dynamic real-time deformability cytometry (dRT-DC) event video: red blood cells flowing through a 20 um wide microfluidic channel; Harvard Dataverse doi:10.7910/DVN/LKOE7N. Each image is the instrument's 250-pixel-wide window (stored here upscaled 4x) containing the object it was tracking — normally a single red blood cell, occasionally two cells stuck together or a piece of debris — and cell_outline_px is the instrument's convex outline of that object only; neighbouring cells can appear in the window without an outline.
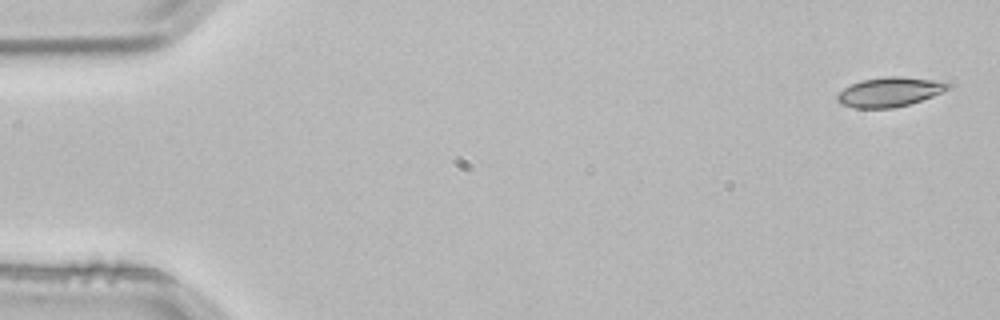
{"species": "common noctule bat (a hibernating species)", "species_latin": "Nyctalus noctula", "temperature_condition": "room temperature", "stored_images_in_passage": 3, "camera_frame_rate_fps": 3000, "um_per_image_px": 0.085, "animal": {"sex": "male", "body_mass_g": 21.5, "forearm_length_mm": 52.0}, "frame": {"image": 1, "passage_image": 1, "time_ms": 0.0, "image_size_px": [1000, 320], "cell_outline_px": [[952, 88], [932, 96], [908, 104], [892, 108], [852, 108], [840, 104], [836, 100], [836, 96], [844, 88], [860, 80], [884, 76], [900, 76], [932, 80], [952, 84]], "centroid_in_image_um": [75.58, 7.81], "position_along_channel_um": 9.4, "area_um2": 19.02}}
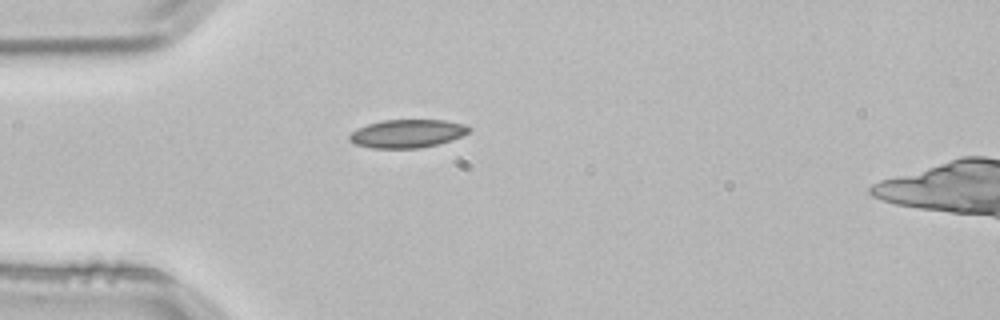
{"frame": {"image": 2, "passage_image": 3, "time_ms": 0.667, "image_size_px": [1000, 320], "cell_outline_px": [[472, 128], [468, 132], [460, 136], [436, 144], [420, 148], [372, 148], [356, 144], [348, 140], [348, 136], [356, 128], [368, 124], [384, 120], [444, 120], [464, 124]], "centroid_in_image_um": [34.57, 11.35], "position_along_channel_um": 50.4, "area_um2": 19.48}}